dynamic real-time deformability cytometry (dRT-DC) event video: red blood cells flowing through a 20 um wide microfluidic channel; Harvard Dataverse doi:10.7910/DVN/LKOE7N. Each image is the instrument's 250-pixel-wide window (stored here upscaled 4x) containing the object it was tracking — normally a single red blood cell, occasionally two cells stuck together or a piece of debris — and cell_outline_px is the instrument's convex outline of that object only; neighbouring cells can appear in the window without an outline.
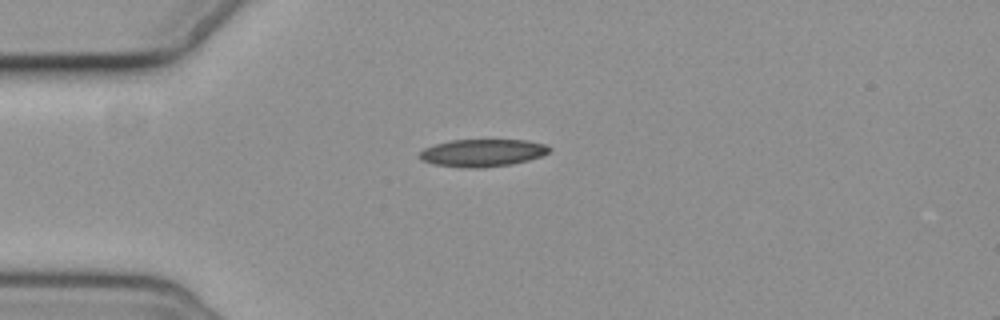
{"species": "common noctule bat (a hibernating species)", "species_latin": "Nyctalus noctula", "temperature_condition": "cold", "stored_images_in_passage": 1, "camera_frame_rate_fps": 3000, "um_per_image_px": 0.085, "animal": {"sex": "female", "body_mass_g": 19.3, "forearm_length_mm": 54.1}, "frame": {"image": 1, "passage_image": 1, "time_ms": 0.0, "image_size_px": [1000, 320], "cell_outline_px": [[552, 148], [548, 152], [540, 156], [528, 160], [512, 164], [484, 168], [468, 168], [432, 164], [420, 160], [420, 152], [424, 148], [436, 144], [452, 140], [528, 140], [544, 144]], "centroid_in_image_um": [41.0, 13.0], "position_along_channel_um": 44.0, "area_um2": 20.75}}